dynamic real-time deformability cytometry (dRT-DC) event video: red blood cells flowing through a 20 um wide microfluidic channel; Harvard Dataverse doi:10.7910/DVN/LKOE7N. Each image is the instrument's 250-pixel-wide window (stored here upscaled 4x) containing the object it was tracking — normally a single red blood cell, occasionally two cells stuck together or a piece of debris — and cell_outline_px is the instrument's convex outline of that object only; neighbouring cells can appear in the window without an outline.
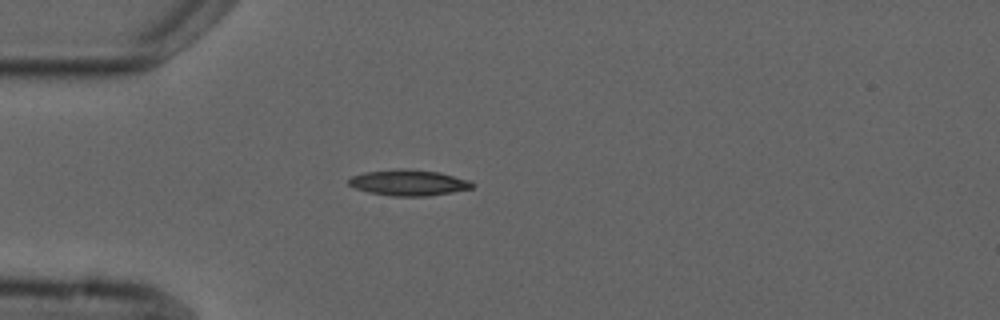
{"species": "common noctule bat (a hibernating species)", "species_latin": "Nyctalus noctula", "temperature_condition": "cold", "stored_images_in_passage": 6, "camera_frame_rate_fps": 3000, "um_per_image_px": 0.085, "animal": {"sex": "male", "forearm_length_mm": 52.5}, "frame": {"image": 1, "passage_image": 5, "time_ms": 4.667, "image_size_px": [1000, 320], "cell_outline_px": [[476, 184], [472, 188], [452, 192], [428, 196], [392, 196], [368, 192], [356, 188], [348, 184], [348, 180], [352, 176], [364, 172], [400, 168], [440, 172], [468, 180]], "centroid_in_image_um": [34.73, 15.52], "position_along_channel_um": 50.3, "area_um2": 18.61}}